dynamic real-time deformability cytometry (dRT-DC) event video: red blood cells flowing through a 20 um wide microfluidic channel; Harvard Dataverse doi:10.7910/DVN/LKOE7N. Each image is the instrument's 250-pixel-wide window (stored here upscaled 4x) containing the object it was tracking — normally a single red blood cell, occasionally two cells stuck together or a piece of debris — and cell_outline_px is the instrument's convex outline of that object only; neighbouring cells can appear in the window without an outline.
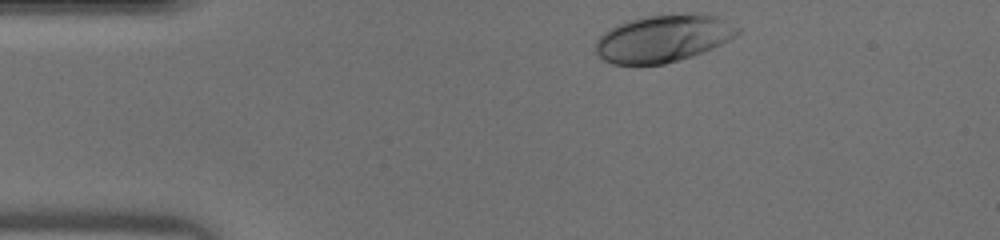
{"species": "human", "species_latin": "Homo sapiens", "temperature_condition": "warm", "stored_images_in_passage": 30, "camera_frame_rate_fps": 3000, "um_per_image_px": 0.085, "donor": {"sex": "male"}, "frame": {"image": 1, "passage_image": 1, "time_ms": 0.0, "image_size_px": [1000, 240], "cell_outline_px": [[740, 32], [736, 36], [704, 52], [692, 56], [664, 64], [612, 64], [604, 60], [596, 52], [596, 40], [608, 28], [616, 24], [628, 20], [644, 16], [692, 12], [704, 12], [716, 16], [740, 28]], "centroid_in_image_um": [56.38, 3.24], "position_along_channel_um": 28.6, "area_um2": 39.48}}
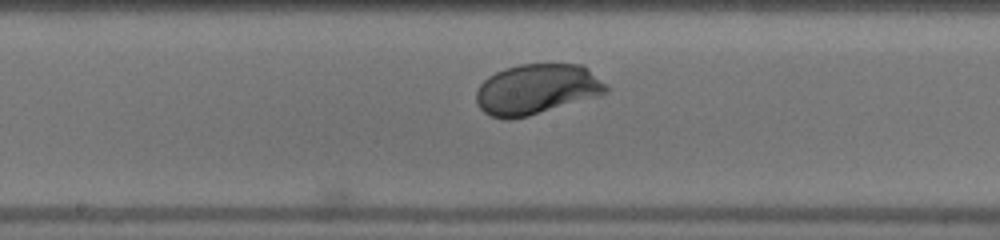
{"frame": {"image": 2, "passage_image": 17, "time_ms": 5.333, "image_size_px": [1000, 240], "cell_outline_px": [[608, 92], [600, 96], [528, 116], [508, 120], [504, 120], [492, 116], [484, 112], [476, 104], [476, 92], [480, 84], [488, 76], [504, 68], [520, 64], [584, 64], [608, 88]], "centroid_in_image_um": [45.6, 7.59], "position_along_channel_um": 202.6, "area_um2": 38.26}}
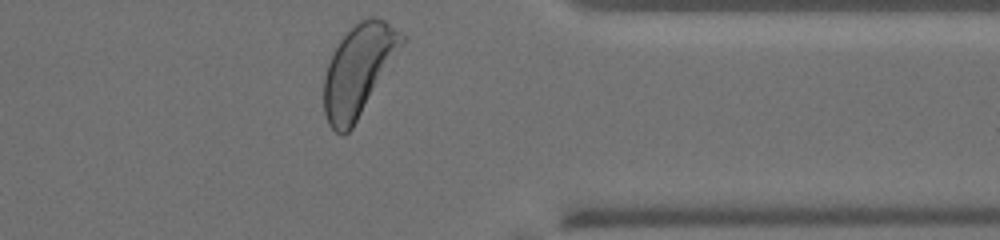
{"frame": {"image": 3, "passage_image": 30, "time_ms": 9.667, "image_size_px": [1000, 240], "cell_outline_px": [[408, 40], [352, 128], [344, 136], [340, 136], [328, 124], [324, 112], [324, 76], [328, 64], [340, 40], [360, 20], [372, 16], [384, 20], [408, 36]], "centroid_in_image_um": [30.52, 5.97], "position_along_channel_um": 380.9, "area_um2": 41.38}}